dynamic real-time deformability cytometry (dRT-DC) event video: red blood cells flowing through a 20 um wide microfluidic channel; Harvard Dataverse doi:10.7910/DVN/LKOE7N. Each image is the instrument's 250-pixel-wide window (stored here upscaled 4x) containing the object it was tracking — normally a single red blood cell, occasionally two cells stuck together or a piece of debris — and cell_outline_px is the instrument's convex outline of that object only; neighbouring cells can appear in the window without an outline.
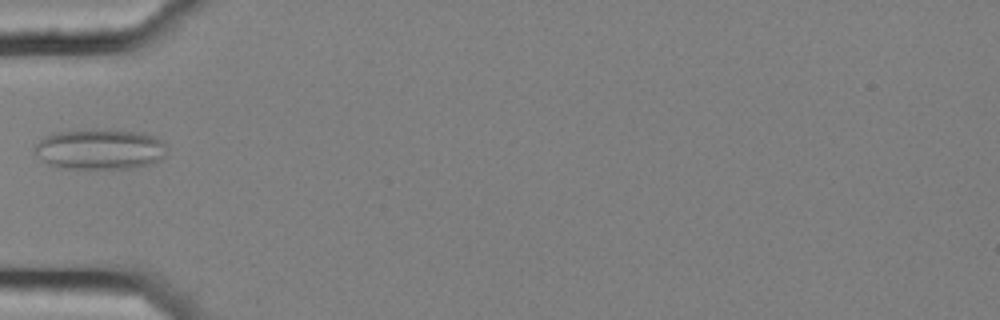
{"species": "common noctule bat (a hibernating species)", "species_latin": "Nyctalus noctula", "temperature_condition": "cold", "stored_images_in_passage": 6, "camera_frame_rate_fps": 3000, "um_per_image_px": 0.085, "animal": {"sex": "female", "body_mass_g": 25.1}, "frame": {"image": 1, "passage_image": 6, "time_ms": 1.667, "image_size_px": [1000, 320], "cell_outline_px": [[164, 156], [160, 160], [148, 164], [132, 168], [60, 168], [48, 164], [36, 156], [32, 152], [32, 148], [44, 136], [56, 132], [140, 132], [152, 136], [160, 140], [164, 144]], "centroid_in_image_um": [8.41, 12.73], "position_along_channel_um": 76.6, "area_um2": 30.17}}